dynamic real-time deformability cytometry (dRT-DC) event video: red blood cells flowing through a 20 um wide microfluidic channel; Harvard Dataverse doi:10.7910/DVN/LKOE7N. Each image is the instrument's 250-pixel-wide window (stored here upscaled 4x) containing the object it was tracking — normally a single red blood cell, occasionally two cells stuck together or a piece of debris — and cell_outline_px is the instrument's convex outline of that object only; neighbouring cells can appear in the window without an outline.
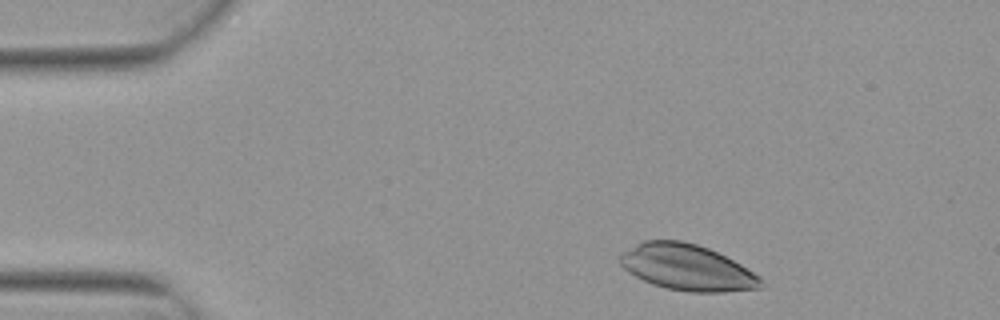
{"species": "Egyptian fruit bat (a non-hibernating species)", "species_latin": "Rousettus aegyptiacus", "temperature_condition": "warm", "stored_images_in_passage": 2, "camera_frame_rate_fps": 3000, "um_per_image_px": 0.085, "animal": {"sex": "female"}, "frame": {"image": 1, "passage_image": 1, "time_ms": 0.0, "image_size_px": [1000, 320], "cell_outline_px": [[764, 284], [760, 288], [724, 292], [688, 292], [668, 288], [652, 284], [628, 272], [620, 264], [620, 252], [644, 240], [680, 240], [696, 244], [708, 248], [740, 264], [760, 276]], "centroid_in_image_um": [58.39, 22.73], "position_along_channel_um": 26.6, "area_um2": 37.63}}